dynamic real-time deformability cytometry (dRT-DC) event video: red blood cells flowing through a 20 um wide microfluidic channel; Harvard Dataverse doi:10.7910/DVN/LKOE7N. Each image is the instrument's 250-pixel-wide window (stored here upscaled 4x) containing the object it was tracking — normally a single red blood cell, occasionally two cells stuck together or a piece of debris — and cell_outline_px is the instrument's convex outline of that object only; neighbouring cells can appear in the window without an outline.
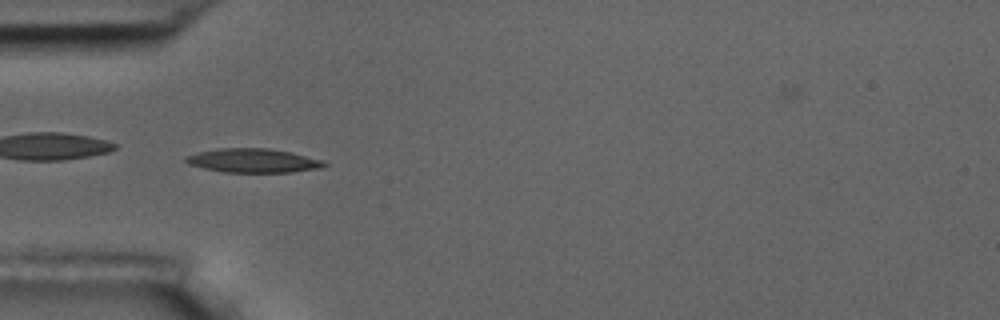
{"species": "common noctule bat (a hibernating species)", "species_latin": "Nyctalus noctula", "temperature_condition": "room temperature", "stored_images_in_passage": 9, "camera_frame_rate_fps": 3000, "um_per_image_px": 0.085, "animal": {"sex": "male", "body_mass_g": 17.5, "forearm_length_mm": 52.3}, "frame": {"image": 1, "passage_image": 3, "time_ms": 2.333, "image_size_px": [1000, 320], "cell_outline_px": [[328, 164], [320, 168], [288, 172], [224, 172], [204, 168], [188, 164], [184, 160], [184, 156], [200, 152], [220, 148], [268, 148], [292, 152], [324, 160]], "centroid_in_image_um": [21.53, 13.64], "position_along_channel_um": 63.5, "area_um2": 19.31}}
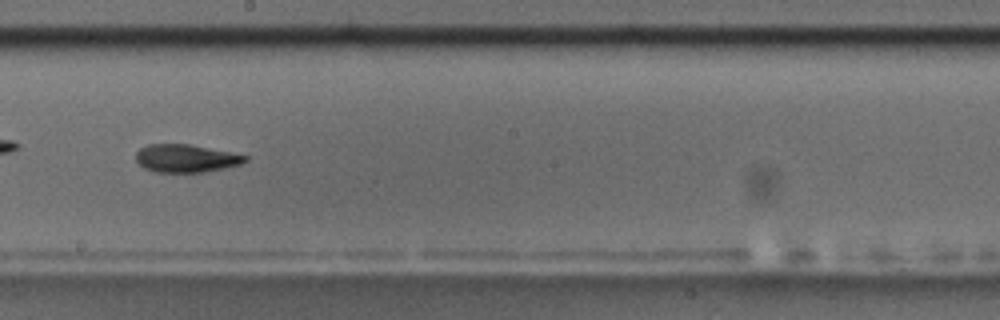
{"frame": {"image": 2, "passage_image": 7, "time_ms": 7.0, "image_size_px": [1000, 320], "cell_outline_px": [[248, 160], [240, 164], [224, 168], [204, 172], [152, 172], [144, 168], [136, 160], [136, 152], [140, 148], [148, 144], [188, 144], [248, 156]], "centroid_in_image_um": [15.77, 13.46], "position_along_channel_um": 232.4, "area_um2": 17.63}}
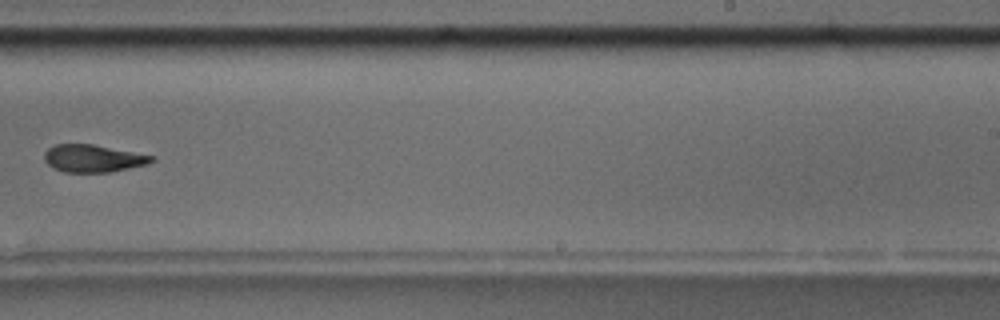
{"frame": {"image": 3, "passage_image": 8, "time_ms": 8.333, "image_size_px": [1000, 320], "cell_outline_px": [[156, 160], [148, 164], [108, 172], [64, 172], [52, 168], [44, 160], [44, 152], [48, 148], [56, 144], [92, 144], [152, 156]], "centroid_in_image_um": [7.86, 13.47], "position_along_channel_um": 281.1, "area_um2": 16.99}}